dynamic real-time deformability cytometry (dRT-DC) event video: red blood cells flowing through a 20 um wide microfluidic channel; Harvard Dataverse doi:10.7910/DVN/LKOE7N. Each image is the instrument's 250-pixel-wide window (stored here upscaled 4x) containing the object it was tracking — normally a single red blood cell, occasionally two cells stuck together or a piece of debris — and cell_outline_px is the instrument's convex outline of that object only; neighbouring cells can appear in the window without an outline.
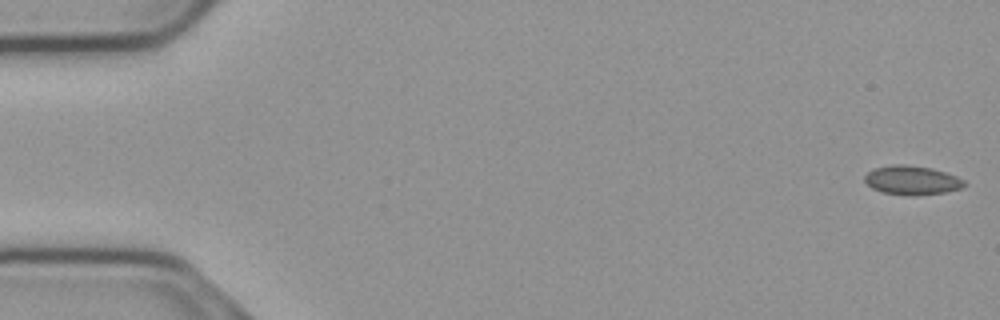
{"species": "common noctule bat (a hibernating species)", "species_latin": "Nyctalus noctula", "temperature_condition": "cold", "stored_images_in_passage": 17, "camera_frame_rate_fps": 3000, "um_per_image_px": 0.085, "animal": {"sex": "male", "body_mass_g": 23.1, "forearm_length_mm": 52.7}, "frame": {"image": 1, "passage_image": 1, "time_ms": 0.0, "image_size_px": [1000, 320], "cell_outline_px": [[964, 184], [960, 188], [944, 192], [916, 196], [908, 196], [884, 192], [872, 188], [864, 180], [864, 176], [868, 172], [876, 168], [892, 164], [904, 164], [932, 168], [956, 176], [964, 180]], "centroid_in_image_um": [77.49, 15.32], "position_along_channel_um": 7.5, "area_um2": 16.7}}
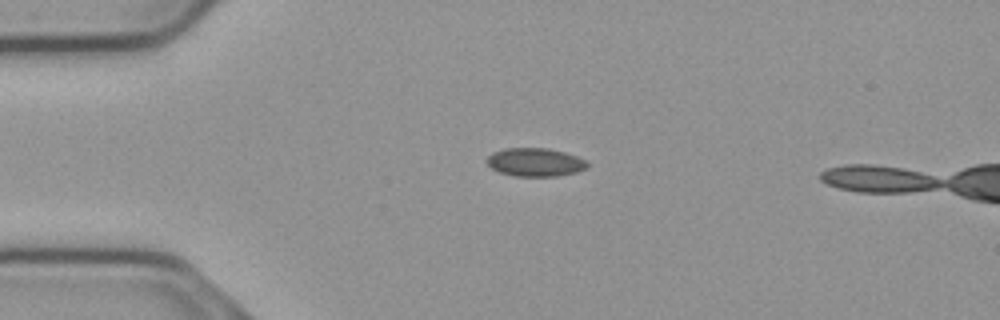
{"frame": {"image": 2, "passage_image": 13, "time_ms": 4.0, "image_size_px": [1000, 320], "cell_outline_px": [[588, 168], [576, 172], [556, 176], [512, 176], [500, 172], [492, 168], [488, 164], [488, 156], [492, 152], [504, 148], [548, 148], [564, 152], [576, 156], [584, 160], [588, 164]], "centroid_in_image_um": [45.48, 13.78], "position_along_channel_um": 39.5, "area_um2": 16.53}}